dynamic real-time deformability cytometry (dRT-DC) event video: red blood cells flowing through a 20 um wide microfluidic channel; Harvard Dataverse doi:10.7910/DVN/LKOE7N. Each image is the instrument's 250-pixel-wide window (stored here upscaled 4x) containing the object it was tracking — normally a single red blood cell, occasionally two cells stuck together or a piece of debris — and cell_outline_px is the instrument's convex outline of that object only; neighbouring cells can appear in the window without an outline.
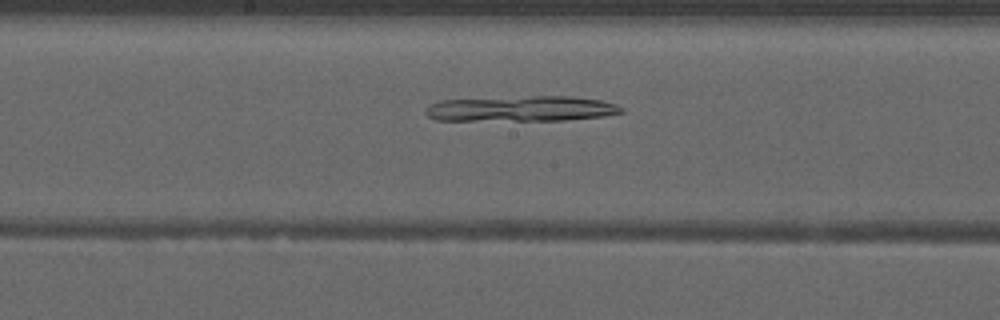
{"species": "common noctule bat (a hibernating species)", "species_latin": "Nyctalus noctula", "temperature_condition": "warm", "stored_images_in_passage": 42, "camera_frame_rate_fps": 3000, "um_per_image_px": 0.085, "animal": {"sex": "male", "forearm_length_mm": 52.5}, "frame": {"image": 1, "passage_image": 18, "time_ms": 5.667, "image_size_px": [1000, 320], "cell_outline_px": [[624, 112], [604, 116], [564, 120], [436, 120], [428, 116], [424, 112], [432, 104], [440, 100], [532, 96], [572, 96], [600, 100], [616, 104], [624, 108]], "centroid_in_image_um": [44.36, 9.24], "position_along_channel_um": 203.8, "area_um2": 28.9}}
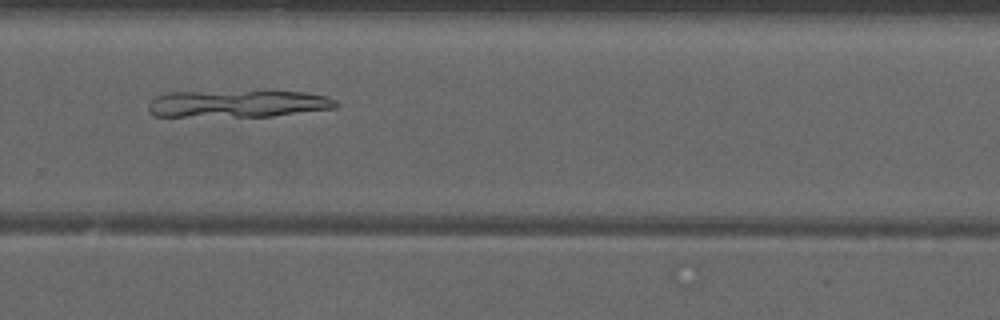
{"frame": {"image": 2, "passage_image": 26, "time_ms": 8.333, "image_size_px": [1000, 320], "cell_outline_px": [[340, 104], [336, 108], [272, 116], [152, 116], [148, 112], [148, 104], [156, 96], [168, 92], [264, 88], [304, 92], [324, 96], [336, 100]], "centroid_in_image_um": [20.24, 8.76], "position_along_channel_um": 309.6, "area_um2": 31.33}}
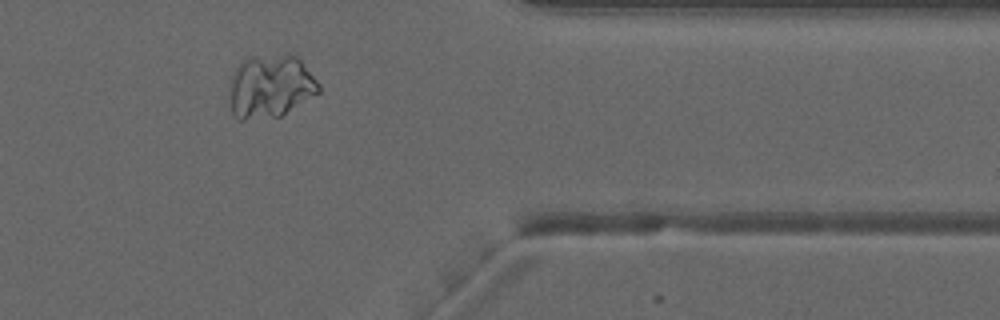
{"frame": {"image": 3, "passage_image": 33, "time_ms": 10.667, "image_size_px": [1000, 320], "cell_outline_px": [[320, 92], [280, 116], [244, 120], [236, 120], [228, 104], [228, 84], [236, 68], [248, 56], [288, 52], [292, 52], [300, 60], [320, 84]], "centroid_in_image_um": [22.94, 7.32], "position_along_channel_um": 388.5, "area_um2": 33.64}}